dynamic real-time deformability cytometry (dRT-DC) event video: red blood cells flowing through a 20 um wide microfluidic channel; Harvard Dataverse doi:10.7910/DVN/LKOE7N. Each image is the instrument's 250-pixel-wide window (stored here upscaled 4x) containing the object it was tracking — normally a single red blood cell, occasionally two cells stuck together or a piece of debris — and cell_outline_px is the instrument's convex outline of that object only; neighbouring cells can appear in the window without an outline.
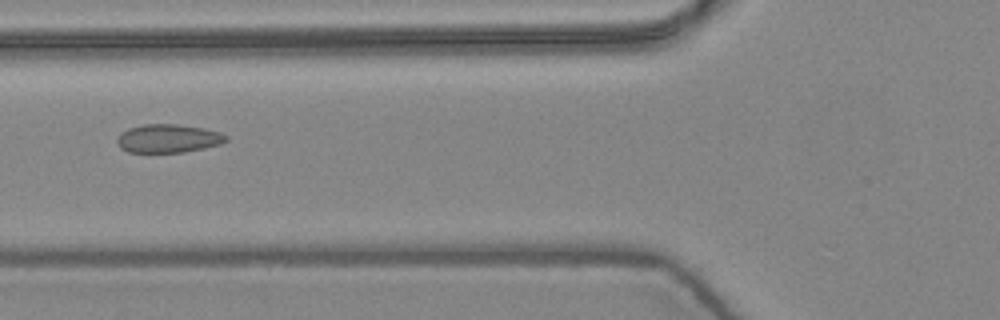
{"species": "common noctule bat (a hibernating species)", "species_latin": "Nyctalus noctula", "temperature_condition": "warm", "stored_images_in_passage": 9, "camera_frame_rate_fps": 3000, "um_per_image_px": 0.085, "animal": {"sex": "female", "body_mass_g": 24.6, "forearm_length_mm": 56.2}, "frame": {"image": 1, "passage_image": 6, "time_ms": 1.667, "image_size_px": [1000, 320], "cell_outline_px": [[228, 140], [220, 144], [204, 148], [184, 152], [128, 152], [120, 148], [116, 140], [120, 132], [128, 128], [144, 124], [176, 124], [204, 128], [220, 132], [228, 136]], "centroid_in_image_um": [14.29, 11.76], "position_along_channel_um": 111.5, "area_um2": 18.15}}
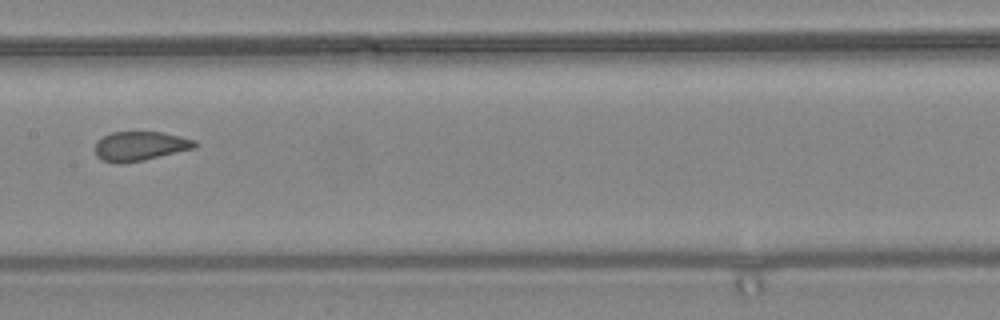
{"frame": {"image": 2, "passage_image": 8, "time_ms": 2.333, "image_size_px": [1000, 320], "cell_outline_px": [[196, 148], [144, 160], [120, 164], [116, 164], [104, 160], [96, 156], [96, 140], [112, 132], [160, 132], [180, 136], [196, 140]], "centroid_in_image_um": [11.91, 12.42], "position_along_channel_um": 195.5, "area_um2": 17.05}}
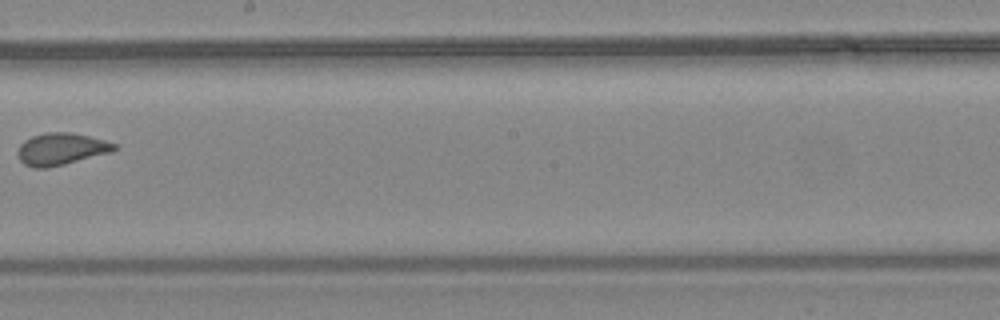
{"frame": {"image": 3, "passage_image": 9, "time_ms": 2.667, "image_size_px": [1000, 320], "cell_outline_px": [[120, 148], [112, 152], [48, 168], [32, 168], [24, 164], [20, 160], [16, 152], [20, 144], [24, 140], [32, 136], [48, 132], [68, 132], [88, 136], [104, 140], [116, 144]], "centroid_in_image_um": [5.18, 12.67], "position_along_channel_um": 243.0, "area_um2": 18.09}}